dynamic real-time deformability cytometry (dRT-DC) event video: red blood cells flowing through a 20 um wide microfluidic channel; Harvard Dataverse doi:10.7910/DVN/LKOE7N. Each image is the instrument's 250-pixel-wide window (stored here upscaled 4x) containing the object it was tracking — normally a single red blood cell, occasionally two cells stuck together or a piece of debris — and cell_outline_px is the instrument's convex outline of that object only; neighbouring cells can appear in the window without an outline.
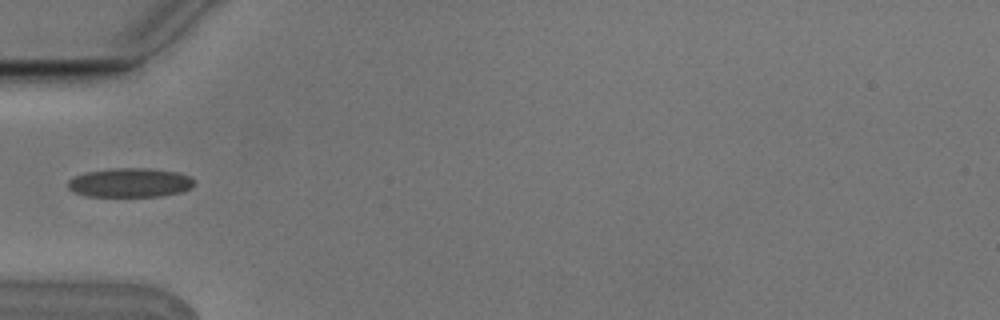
{"species": "Egyptian fruit bat (a non-hibernating species)", "species_latin": "Rousettus aegyptiacus", "temperature_condition": "cold", "stored_images_in_passage": 4, "camera_frame_rate_fps": 3000, "um_per_image_px": 0.085, "animal": {"sex": "male"}, "frame": {"image": 1, "passage_image": 4, "time_ms": 1.0, "image_size_px": [1000, 320], "cell_outline_px": [[196, 184], [192, 188], [180, 192], [160, 196], [88, 196], [76, 192], [68, 188], [68, 180], [72, 176], [84, 172], [112, 168], [148, 168], [176, 172], [188, 176], [196, 180]], "centroid_in_image_um": [11.06, 15.52], "position_along_channel_um": 73.9, "area_um2": 21.56}}